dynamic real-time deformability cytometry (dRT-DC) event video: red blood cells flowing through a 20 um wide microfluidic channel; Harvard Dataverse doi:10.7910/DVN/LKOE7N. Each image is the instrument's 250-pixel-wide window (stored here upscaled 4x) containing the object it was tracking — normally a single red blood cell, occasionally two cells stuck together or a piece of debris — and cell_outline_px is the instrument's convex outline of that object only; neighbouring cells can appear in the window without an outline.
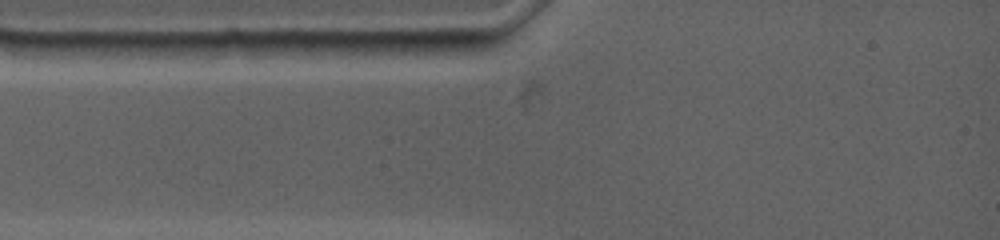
{"species": "common noctule bat (a hibernating species)", "species_latin": "Nyctalus noctula", "temperature_condition": "warm", "stored_images_in_passage": 2, "camera_frame_rate_fps": 4500, "um_per_image_px": 0.085, "animal": {"sex": "female", "body_mass_g": 19.0, "forearm_length_mm": 53.3}, "frame": {"image": 1, "passage_image": 1, "time_ms": 0.0, "image_size_px": [1000, 240], "cell_outline_px": [[184, 44], [176, 52], [152, 60], [48, 60], [36, 44], [80, 40], [84, 40]], "centroid_in_image_um": [9.05, 4.28], "position_along_channel_um": 76.0, "area_um2": 17.22}}